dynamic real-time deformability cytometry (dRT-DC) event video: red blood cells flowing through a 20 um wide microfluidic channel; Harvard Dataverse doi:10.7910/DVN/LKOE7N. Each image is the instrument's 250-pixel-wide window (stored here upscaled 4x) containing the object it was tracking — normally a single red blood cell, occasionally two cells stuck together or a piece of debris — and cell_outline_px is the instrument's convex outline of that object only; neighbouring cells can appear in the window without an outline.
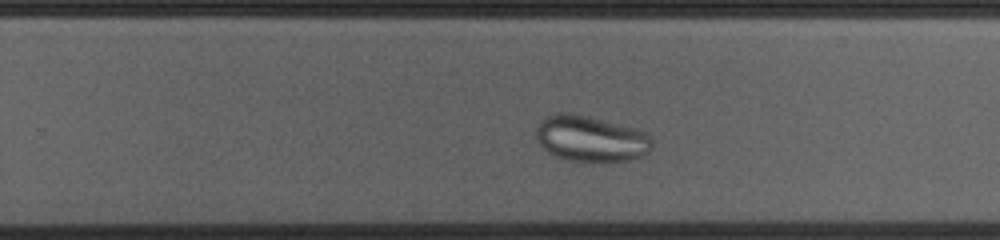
{"species": "common noctule bat (a hibernating species)", "species_latin": "Nyctalus noctula", "temperature_condition": "cold", "stored_images_in_passage": 34, "camera_frame_rate_fps": 3000, "um_per_image_px": 0.085, "animal": {"sex": "female", "body_mass_g": 23.0, "forearm_length_mm": 53.4}, "frame": {"image": 1, "passage_image": 20, "time_ms": 6.333, "image_size_px": [1000, 240], "cell_outline_px": [[652, 148], [648, 152], [640, 156], [628, 160], [564, 160], [548, 152], [536, 140], [536, 128], [540, 120], [556, 112], [572, 112], [640, 128], [648, 132], [652, 140]], "centroid_in_image_um": [50.22, 11.74], "position_along_channel_um": 279.6, "area_um2": 31.27}}